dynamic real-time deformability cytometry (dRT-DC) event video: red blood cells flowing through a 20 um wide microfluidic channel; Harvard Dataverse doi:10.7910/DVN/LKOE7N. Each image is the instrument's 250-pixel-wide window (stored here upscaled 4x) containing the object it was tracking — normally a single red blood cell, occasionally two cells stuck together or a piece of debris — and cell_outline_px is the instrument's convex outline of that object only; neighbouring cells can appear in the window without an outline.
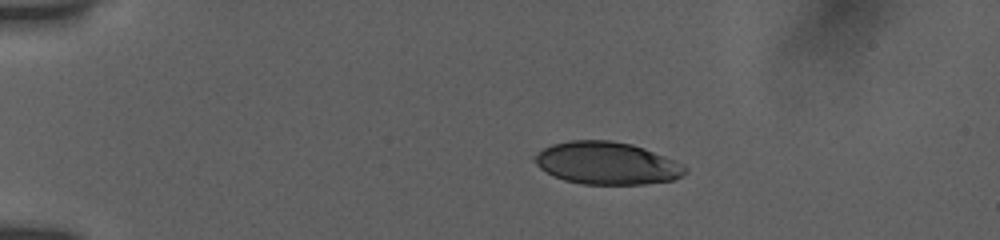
{"species": "human", "species_latin": "Homo sapiens", "temperature_condition": "room temperature", "stored_images_in_passage": 44, "camera_frame_rate_fps": 3000, "um_per_image_px": 0.085, "donor": {"sex": "female"}, "frame": {"image": 1, "passage_image": 1, "time_ms": 0.0, "image_size_px": [1000, 240], "cell_outline_px": [[688, 172], [684, 176], [672, 180], [644, 184], [580, 184], [564, 180], [540, 168], [532, 160], [532, 156], [536, 152], [552, 144], [568, 140], [608, 140], [632, 144], [644, 148], [684, 164], [688, 168]], "centroid_in_image_um": [51.59, 13.87], "position_along_channel_um": 33.4, "area_um2": 37.45}}
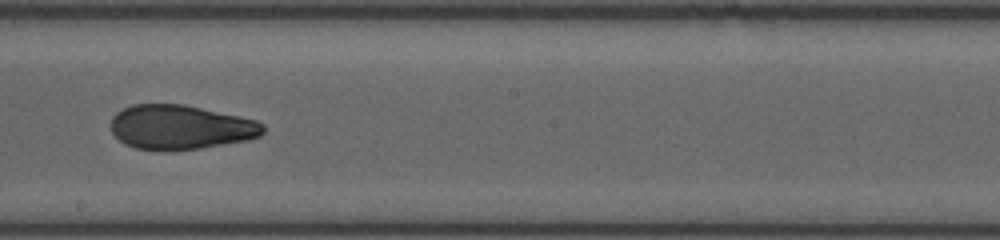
{"frame": {"image": 2, "passage_image": 22, "time_ms": 7.0, "image_size_px": [1000, 240], "cell_outline_px": [[264, 132], [260, 136], [248, 140], [200, 148], [168, 152], [136, 148], [124, 144], [112, 132], [112, 116], [116, 112], [132, 104], [184, 104], [256, 120], [264, 124]], "centroid_in_image_um": [15.33, 10.82], "position_along_channel_um": 232.9, "area_um2": 39.59}}
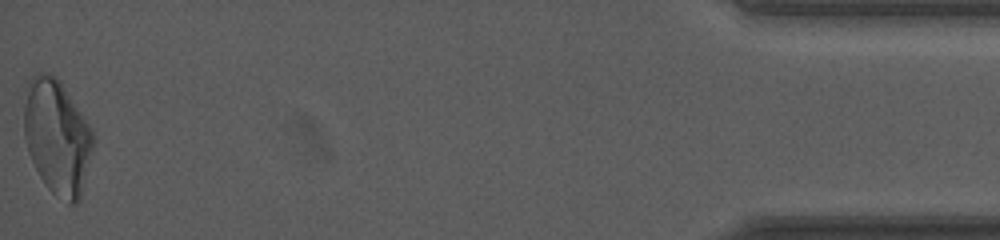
{"frame": {"image": 3, "passage_image": 44, "time_ms": 14.333, "image_size_px": [1000, 240], "cell_outline_px": [[96, 136], [80, 200], [76, 204], [68, 204], [52, 192], [48, 188], [40, 176], [28, 152], [24, 136], [24, 88], [28, 80], [32, 76], [40, 72], [48, 72], [56, 76], [60, 80], [92, 128]], "centroid_in_image_um": [4.85, 11.6], "position_along_channel_um": 430.3, "area_um2": 46.82}, "authors_computed_cell_mechanics": {"area_um2": 40.171, "velocity_mm_per_s": 3.8382, "shape_relaxation_time_tau1_ms": 10.1986, "shape_relaxation_time_tau2_ms": 1.9309, "deformation_change_tau1": 0.2653, "deformation_change_tau2": 0.079}}